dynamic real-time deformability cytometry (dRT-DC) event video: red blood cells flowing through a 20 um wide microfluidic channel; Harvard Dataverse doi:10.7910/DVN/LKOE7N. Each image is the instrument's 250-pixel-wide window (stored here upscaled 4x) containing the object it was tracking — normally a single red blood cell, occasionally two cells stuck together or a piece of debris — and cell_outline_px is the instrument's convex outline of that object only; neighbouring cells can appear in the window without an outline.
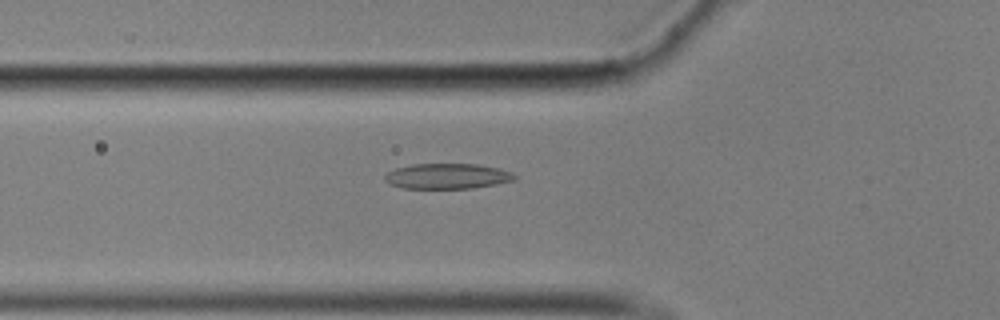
{"species": "common noctule bat (a hibernating species)", "species_latin": "Nyctalus noctula", "temperature_condition": "cold", "stored_images_in_passage": 46, "camera_frame_rate_fps": 3000, "um_per_image_px": 0.085, "animal": {"sex": "male", "body_mass_g": 17.9}, "frame": {"image": 1, "passage_image": 9, "time_ms": 2.667, "image_size_px": [1000, 320], "cell_outline_px": [[516, 180], [496, 184], [472, 188], [404, 188], [388, 184], [384, 180], [384, 176], [388, 172], [396, 168], [412, 164], [476, 164], [500, 168], [512, 172], [516, 176]], "centroid_in_image_um": [38.02, 14.97], "position_along_channel_um": 87.8, "area_um2": 19.25}}
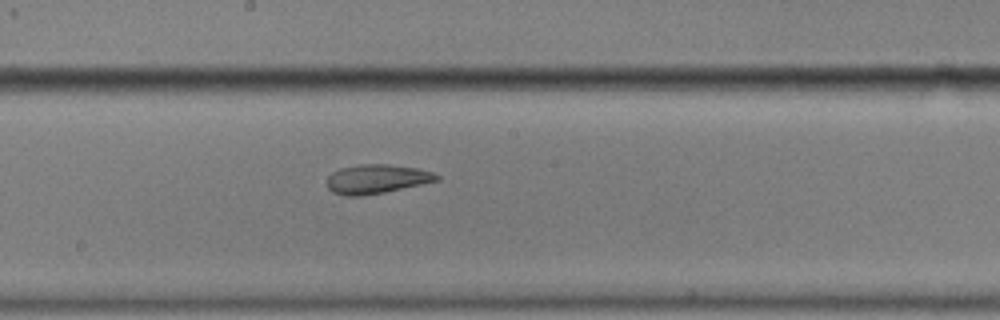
{"frame": {"image": 2, "passage_image": 20, "time_ms": 6.333, "image_size_px": [1000, 320], "cell_outline_px": [[440, 180], [384, 192], [360, 196], [348, 196], [332, 192], [328, 188], [328, 176], [332, 172], [340, 168], [360, 164], [388, 164], [416, 168], [432, 172], [440, 176]], "centroid_in_image_um": [32.01, 15.21], "position_along_channel_um": 216.2, "area_um2": 18.5}}
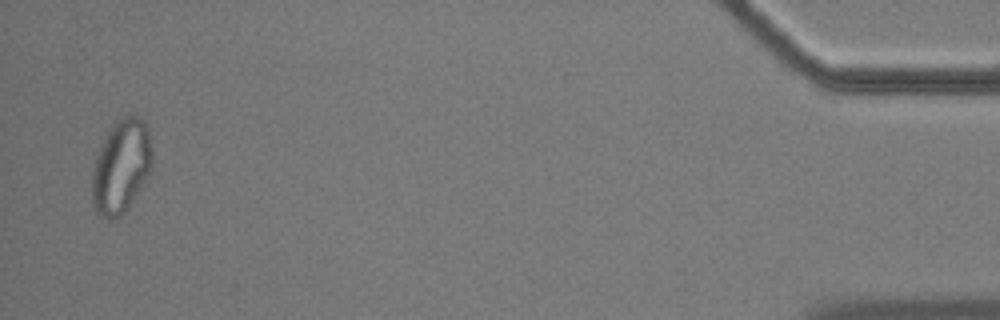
{"frame": {"image": 3, "passage_image": 45, "time_ms": 14.667, "image_size_px": [1000, 320], "cell_outline_px": [[152, 164], [148, 172], [128, 208], [120, 216], [112, 220], [108, 220], [100, 216], [96, 212], [92, 200], [92, 172], [96, 156], [108, 132], [128, 112], [132, 112], [140, 116], [144, 120], [148, 128], [152, 152]], "centroid_in_image_um": [10.29, 14.14], "position_along_channel_um": 424.9, "area_um2": 32.54}, "authors_computed_cell_mechanics": {"area_um2": 19.7676, "velocity_mm_per_s": 3.4785, "shape_relaxation_time_tau1_ms": null, "shape_relaxation_time_tau2_ms": 2.2226, "deformation_change_tau1": null, "deformation_change_tau2": 0.0869}}